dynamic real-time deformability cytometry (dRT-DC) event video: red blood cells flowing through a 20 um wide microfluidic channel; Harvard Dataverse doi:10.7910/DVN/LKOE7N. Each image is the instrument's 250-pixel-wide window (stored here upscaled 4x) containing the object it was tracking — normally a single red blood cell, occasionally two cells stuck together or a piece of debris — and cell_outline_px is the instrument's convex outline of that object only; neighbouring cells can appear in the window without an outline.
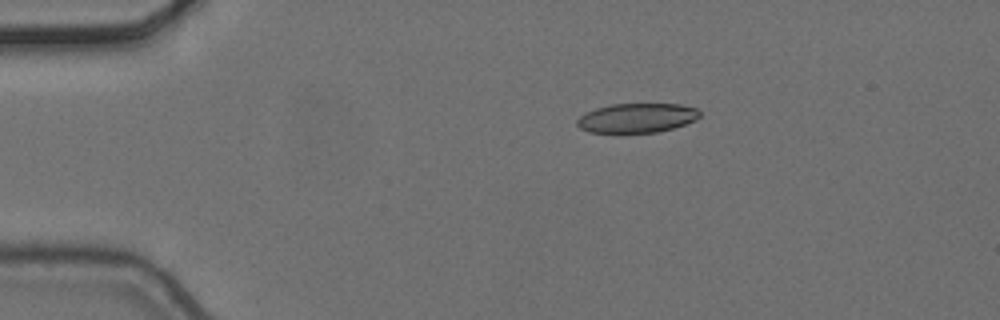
{"species": "common noctule bat (a hibernating species)", "species_latin": "Nyctalus noctula", "temperature_condition": "cold", "stored_images_in_passage": 3, "camera_frame_rate_fps": 3000, "um_per_image_px": 0.085, "animal": {"sex": "female", "body_mass_g": 24.6, "forearm_length_mm": 56.2}, "frame": {"image": 1, "passage_image": 2, "time_ms": 0.333, "image_size_px": [1000, 320], "cell_outline_px": [[700, 116], [696, 120], [672, 128], [656, 132], [624, 136], [588, 132], [580, 128], [576, 124], [576, 120], [580, 116], [596, 108], [612, 104], [680, 104], [696, 108], [700, 112]], "centroid_in_image_um": [54.08, 10.08], "position_along_channel_um": 30.9, "area_um2": 21.79}}